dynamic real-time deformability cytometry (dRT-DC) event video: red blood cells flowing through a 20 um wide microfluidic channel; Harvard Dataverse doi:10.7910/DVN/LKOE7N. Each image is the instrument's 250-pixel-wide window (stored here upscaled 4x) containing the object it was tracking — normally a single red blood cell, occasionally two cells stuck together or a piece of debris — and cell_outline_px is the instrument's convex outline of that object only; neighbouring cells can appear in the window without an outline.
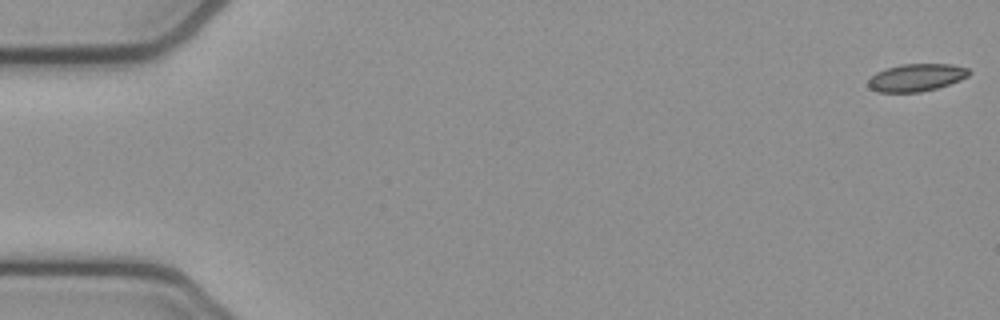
{"species": "common noctule bat (a hibernating species)", "species_latin": "Nyctalus noctula", "temperature_condition": "cold", "stored_images_in_passage": 54, "camera_frame_rate_fps": 3000, "um_per_image_px": 0.085, "animal": {"sex": "female", "body_mass_g": 21.9}, "frame": {"image": 1, "passage_image": 1, "time_ms": 0.0, "image_size_px": [1000, 320], "cell_outline_px": [[972, 72], [968, 76], [960, 80], [936, 88], [920, 92], [876, 92], [868, 88], [868, 80], [876, 72], [900, 64], [952, 64], [968, 68]], "centroid_in_image_um": [77.88, 6.59], "position_along_channel_um": 7.1, "area_um2": 16.18}}
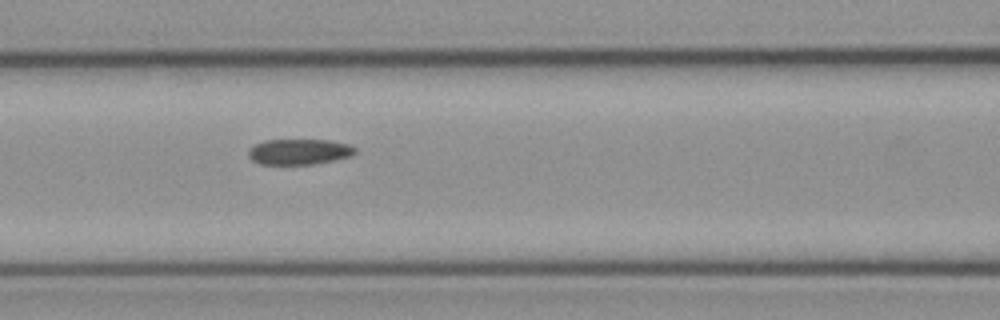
{"frame": {"image": 2, "passage_image": 23, "time_ms": 7.333, "image_size_px": [1000, 320], "cell_outline_px": [[356, 152], [352, 156], [316, 164], [260, 164], [252, 160], [248, 156], [248, 148], [264, 140], [332, 140], [348, 144], [356, 148]], "centroid_in_image_um": [25.43, 12.9], "position_along_channel_um": 141.2, "area_um2": 16.07}}
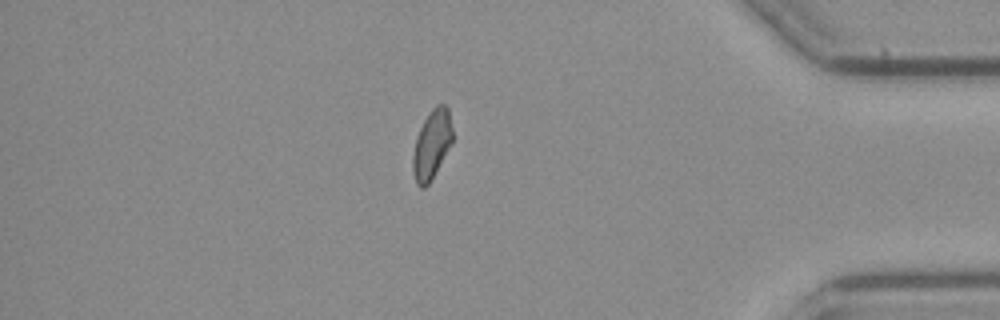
{"frame": {"image": 3, "passage_image": 46, "time_ms": 15.0, "image_size_px": [1000, 320], "cell_outline_px": [[452, 144], [428, 184], [424, 188], [420, 188], [416, 184], [412, 172], [412, 156], [416, 136], [424, 120], [432, 108], [436, 104], [444, 104], [448, 108], [452, 128]], "centroid_in_image_um": [36.68, 12.29], "position_along_channel_um": 398.5, "area_um2": 16.01}, "authors_computed_cell_mechanics": {"area_um2": 16.5019, "velocity_mm_per_s": 3.8278, "shape_relaxation_time_tau1_ms": null, "shape_relaxation_time_tau2_ms": 4.9251, "deformation_change_tau1": null, "deformation_change_tau2": 0.1054}}